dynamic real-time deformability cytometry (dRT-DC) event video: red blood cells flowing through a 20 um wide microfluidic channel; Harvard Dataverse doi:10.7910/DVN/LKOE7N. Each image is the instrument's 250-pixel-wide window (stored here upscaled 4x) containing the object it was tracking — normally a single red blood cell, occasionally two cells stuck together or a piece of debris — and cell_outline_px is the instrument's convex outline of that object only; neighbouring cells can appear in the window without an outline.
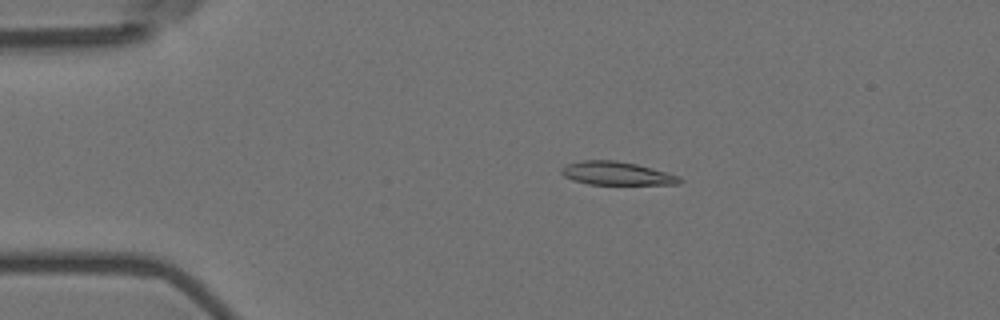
{"species": "Egyptian fruit bat (a non-hibernating species)", "species_latin": "Rousettus aegyptiacus", "temperature_condition": "room temperature", "stored_images_in_passage": 33, "camera_frame_rate_fps": 3000, "um_per_image_px": 0.085, "animal": {"sex": "female"}, "frame": {"image": 1, "passage_image": 11, "time_ms": 3.333, "image_size_px": [1000, 320], "cell_outline_px": [[684, 180], [680, 184], [588, 184], [572, 180], [564, 176], [560, 172], [560, 168], [568, 164], [580, 160], [616, 160], [636, 164], [680, 176]], "centroid_in_image_um": [52.4, 14.73], "position_along_channel_um": 32.6, "area_um2": 16.07}}
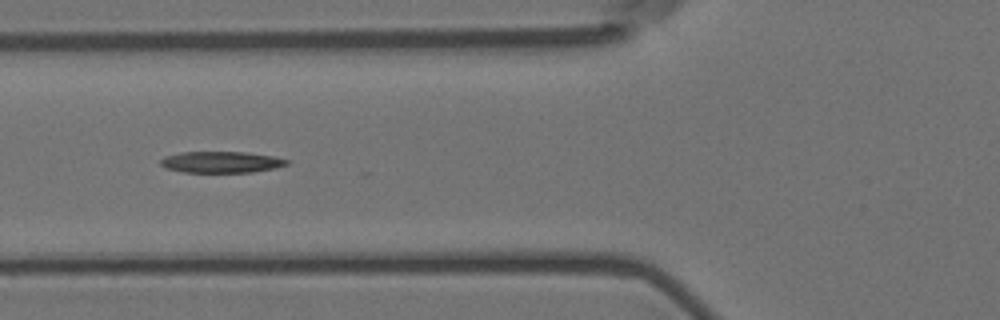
{"frame": {"image": 2, "passage_image": 21, "time_ms": 6.667, "image_size_px": [1000, 320], "cell_outline_px": [[288, 164], [276, 168], [252, 172], [184, 172], [164, 168], [160, 164], [160, 160], [164, 156], [180, 152], [244, 152], [272, 156], [288, 160]], "centroid_in_image_um": [18.76, 13.78], "position_along_channel_um": 107.0, "area_um2": 15.66}}
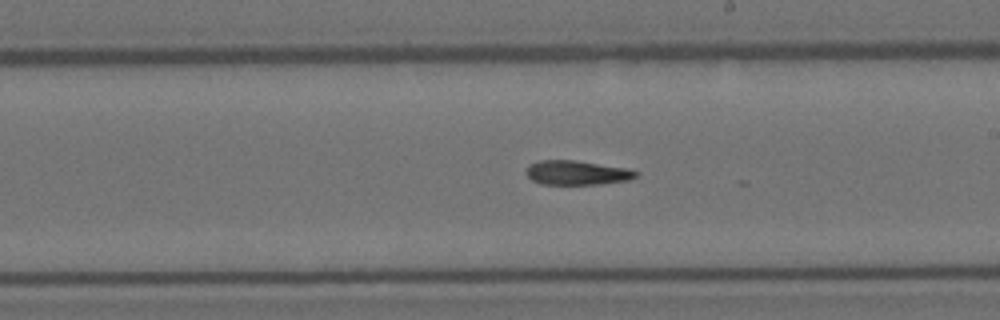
{"frame": {"image": 3, "passage_image": 32, "time_ms": 10.333, "image_size_px": [1000, 320], "cell_outline_px": [[640, 172], [636, 176], [628, 180], [600, 184], [540, 184], [532, 180], [528, 176], [528, 164], [540, 160], [576, 160], [628, 168]], "centroid_in_image_um": [49.06, 14.67], "position_along_channel_um": 239.9, "area_um2": 15.55}}